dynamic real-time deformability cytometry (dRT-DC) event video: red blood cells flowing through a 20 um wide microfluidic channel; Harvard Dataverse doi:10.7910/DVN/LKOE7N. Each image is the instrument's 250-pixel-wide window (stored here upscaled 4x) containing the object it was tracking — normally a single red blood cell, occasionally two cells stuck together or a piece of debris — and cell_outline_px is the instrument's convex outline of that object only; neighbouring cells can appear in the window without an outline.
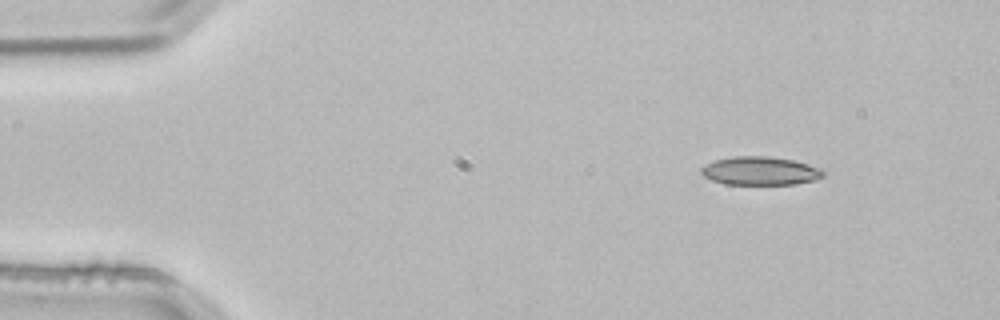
{"species": "common noctule bat (a hibernating species)", "species_latin": "Nyctalus noctula", "temperature_condition": "room temperature", "stored_images_in_passage": 4, "camera_frame_rate_fps": 3000, "um_per_image_px": 0.085, "animal": {"sex": "male", "body_mass_g": 21.5, "forearm_length_mm": 52.0}, "frame": {"image": 1, "passage_image": 1, "time_ms": 0.0, "image_size_px": [1000, 320], "cell_outline_px": [[824, 176], [816, 180], [796, 184], [724, 184], [712, 180], [704, 176], [700, 172], [700, 168], [704, 164], [712, 160], [732, 156], [768, 156], [792, 160], [808, 164], [820, 168], [824, 172]], "centroid_in_image_um": [64.58, 14.52], "position_along_channel_um": 20.4, "area_um2": 20.4}}
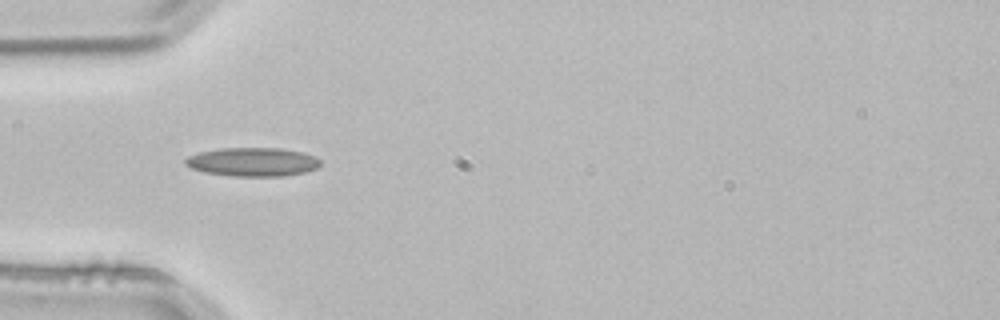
{"frame": {"image": 2, "passage_image": 3, "time_ms": 0.667, "image_size_px": [1000, 320], "cell_outline_px": [[320, 164], [316, 168], [304, 172], [280, 176], [232, 176], [204, 172], [192, 168], [184, 164], [184, 160], [188, 156], [200, 152], [220, 148], [280, 148], [304, 152], [316, 156], [320, 160]], "centroid_in_image_um": [21.47, 13.75], "position_along_channel_um": 63.5, "area_um2": 22.6}}